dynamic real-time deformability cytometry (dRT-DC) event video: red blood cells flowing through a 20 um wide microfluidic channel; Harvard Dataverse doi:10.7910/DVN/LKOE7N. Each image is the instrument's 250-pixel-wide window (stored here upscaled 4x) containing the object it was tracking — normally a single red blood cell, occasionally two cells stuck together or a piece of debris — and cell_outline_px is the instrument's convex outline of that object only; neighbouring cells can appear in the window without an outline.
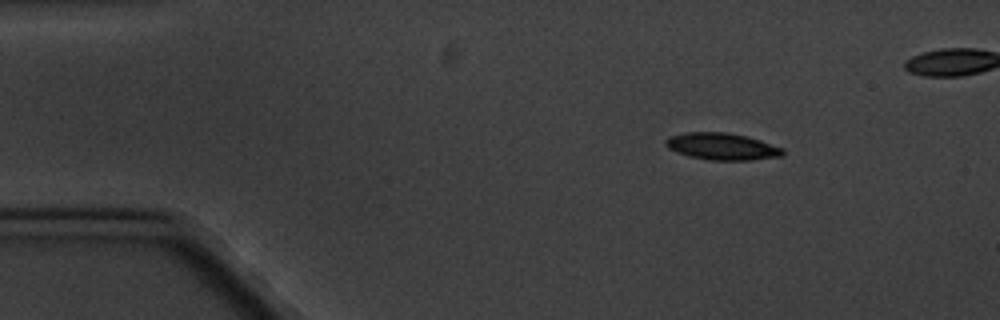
{"species": "common noctule bat (a hibernating species)", "species_latin": "Nyctalus noctula", "temperature_condition": "cold", "stored_images_in_passage": 5, "camera_frame_rate_fps": 3000, "um_per_image_px": 0.085, "animal": {"sex": "male", "body_mass_g": 20.1, "forearm_length_mm": 53.5}, "frame": {"image": 1, "passage_image": 2, "time_ms": 1.0, "image_size_px": [1000, 320], "cell_outline_px": [[784, 156], [748, 160], [708, 160], [688, 156], [676, 152], [668, 148], [664, 144], [664, 140], [668, 136], [688, 132], [724, 132], [744, 136], [760, 140], [784, 148]], "centroid_in_image_um": [61.34, 12.45], "position_along_channel_um": 23.7, "area_um2": 18.44}}